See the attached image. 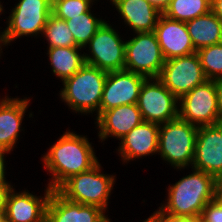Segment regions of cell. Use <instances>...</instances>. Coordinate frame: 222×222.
I'll use <instances>...</instances> for the list:
<instances>
[{"mask_svg": "<svg viewBox=\"0 0 222 222\" xmlns=\"http://www.w3.org/2000/svg\"><path fill=\"white\" fill-rule=\"evenodd\" d=\"M152 216L156 222H201V217L176 216L158 209L153 212Z\"/></svg>", "mask_w": 222, "mask_h": 222, "instance_id": "cell-29", "label": "cell"}, {"mask_svg": "<svg viewBox=\"0 0 222 222\" xmlns=\"http://www.w3.org/2000/svg\"><path fill=\"white\" fill-rule=\"evenodd\" d=\"M114 28L106 20L85 45L89 53H84L86 64L106 72L121 71L125 66V44Z\"/></svg>", "mask_w": 222, "mask_h": 222, "instance_id": "cell-8", "label": "cell"}, {"mask_svg": "<svg viewBox=\"0 0 222 222\" xmlns=\"http://www.w3.org/2000/svg\"><path fill=\"white\" fill-rule=\"evenodd\" d=\"M158 79L178 99L207 80L197 52L165 60Z\"/></svg>", "mask_w": 222, "mask_h": 222, "instance_id": "cell-11", "label": "cell"}, {"mask_svg": "<svg viewBox=\"0 0 222 222\" xmlns=\"http://www.w3.org/2000/svg\"><path fill=\"white\" fill-rule=\"evenodd\" d=\"M202 222H222V202L214 200L206 205L201 215Z\"/></svg>", "mask_w": 222, "mask_h": 222, "instance_id": "cell-28", "label": "cell"}, {"mask_svg": "<svg viewBox=\"0 0 222 222\" xmlns=\"http://www.w3.org/2000/svg\"><path fill=\"white\" fill-rule=\"evenodd\" d=\"M211 11L222 20V0H212Z\"/></svg>", "mask_w": 222, "mask_h": 222, "instance_id": "cell-35", "label": "cell"}, {"mask_svg": "<svg viewBox=\"0 0 222 222\" xmlns=\"http://www.w3.org/2000/svg\"><path fill=\"white\" fill-rule=\"evenodd\" d=\"M179 99L158 78H147L137 106L143 121L163 124L178 118Z\"/></svg>", "mask_w": 222, "mask_h": 222, "instance_id": "cell-10", "label": "cell"}, {"mask_svg": "<svg viewBox=\"0 0 222 222\" xmlns=\"http://www.w3.org/2000/svg\"><path fill=\"white\" fill-rule=\"evenodd\" d=\"M196 52L207 80L222 79V43L201 48Z\"/></svg>", "mask_w": 222, "mask_h": 222, "instance_id": "cell-26", "label": "cell"}, {"mask_svg": "<svg viewBox=\"0 0 222 222\" xmlns=\"http://www.w3.org/2000/svg\"><path fill=\"white\" fill-rule=\"evenodd\" d=\"M198 126L176 118L159 124L158 155L174 169L192 166Z\"/></svg>", "mask_w": 222, "mask_h": 222, "instance_id": "cell-5", "label": "cell"}, {"mask_svg": "<svg viewBox=\"0 0 222 222\" xmlns=\"http://www.w3.org/2000/svg\"><path fill=\"white\" fill-rule=\"evenodd\" d=\"M143 222H156V221H155V218L151 215L150 217L145 219V221H143Z\"/></svg>", "mask_w": 222, "mask_h": 222, "instance_id": "cell-37", "label": "cell"}, {"mask_svg": "<svg viewBox=\"0 0 222 222\" xmlns=\"http://www.w3.org/2000/svg\"><path fill=\"white\" fill-rule=\"evenodd\" d=\"M146 1L152 4L162 14L168 8L171 2V0H146Z\"/></svg>", "mask_w": 222, "mask_h": 222, "instance_id": "cell-32", "label": "cell"}, {"mask_svg": "<svg viewBox=\"0 0 222 222\" xmlns=\"http://www.w3.org/2000/svg\"><path fill=\"white\" fill-rule=\"evenodd\" d=\"M12 185H0V208H5L6 197Z\"/></svg>", "mask_w": 222, "mask_h": 222, "instance_id": "cell-33", "label": "cell"}, {"mask_svg": "<svg viewBox=\"0 0 222 222\" xmlns=\"http://www.w3.org/2000/svg\"><path fill=\"white\" fill-rule=\"evenodd\" d=\"M94 0H53L52 14L59 19L68 20L87 12Z\"/></svg>", "mask_w": 222, "mask_h": 222, "instance_id": "cell-27", "label": "cell"}, {"mask_svg": "<svg viewBox=\"0 0 222 222\" xmlns=\"http://www.w3.org/2000/svg\"><path fill=\"white\" fill-rule=\"evenodd\" d=\"M101 208L66 200L52 191L46 208V222H110Z\"/></svg>", "mask_w": 222, "mask_h": 222, "instance_id": "cell-16", "label": "cell"}, {"mask_svg": "<svg viewBox=\"0 0 222 222\" xmlns=\"http://www.w3.org/2000/svg\"><path fill=\"white\" fill-rule=\"evenodd\" d=\"M4 11L3 6L1 5V1H0V15L2 14V12ZM1 36V33H0Z\"/></svg>", "mask_w": 222, "mask_h": 222, "instance_id": "cell-38", "label": "cell"}, {"mask_svg": "<svg viewBox=\"0 0 222 222\" xmlns=\"http://www.w3.org/2000/svg\"><path fill=\"white\" fill-rule=\"evenodd\" d=\"M101 172V164L98 162L90 170L69 177L56 191L66 200L94 205L106 211L115 176Z\"/></svg>", "mask_w": 222, "mask_h": 222, "instance_id": "cell-4", "label": "cell"}, {"mask_svg": "<svg viewBox=\"0 0 222 222\" xmlns=\"http://www.w3.org/2000/svg\"><path fill=\"white\" fill-rule=\"evenodd\" d=\"M212 0H171L163 15L167 18L187 22L211 11Z\"/></svg>", "mask_w": 222, "mask_h": 222, "instance_id": "cell-23", "label": "cell"}, {"mask_svg": "<svg viewBox=\"0 0 222 222\" xmlns=\"http://www.w3.org/2000/svg\"><path fill=\"white\" fill-rule=\"evenodd\" d=\"M133 31L152 32L162 14L146 0H110Z\"/></svg>", "mask_w": 222, "mask_h": 222, "instance_id": "cell-20", "label": "cell"}, {"mask_svg": "<svg viewBox=\"0 0 222 222\" xmlns=\"http://www.w3.org/2000/svg\"><path fill=\"white\" fill-rule=\"evenodd\" d=\"M7 19V27L0 36V49L21 36L43 33L48 17L52 14V0H19Z\"/></svg>", "mask_w": 222, "mask_h": 222, "instance_id": "cell-6", "label": "cell"}, {"mask_svg": "<svg viewBox=\"0 0 222 222\" xmlns=\"http://www.w3.org/2000/svg\"><path fill=\"white\" fill-rule=\"evenodd\" d=\"M178 117L195 126L219 124L215 80H206L179 99Z\"/></svg>", "mask_w": 222, "mask_h": 222, "instance_id": "cell-9", "label": "cell"}, {"mask_svg": "<svg viewBox=\"0 0 222 222\" xmlns=\"http://www.w3.org/2000/svg\"><path fill=\"white\" fill-rule=\"evenodd\" d=\"M185 23L196 51L222 43V20L212 11Z\"/></svg>", "mask_w": 222, "mask_h": 222, "instance_id": "cell-21", "label": "cell"}, {"mask_svg": "<svg viewBox=\"0 0 222 222\" xmlns=\"http://www.w3.org/2000/svg\"><path fill=\"white\" fill-rule=\"evenodd\" d=\"M192 173L169 186L166 204L159 208L176 216L201 217L206 205L216 200L215 177L192 168Z\"/></svg>", "mask_w": 222, "mask_h": 222, "instance_id": "cell-2", "label": "cell"}, {"mask_svg": "<svg viewBox=\"0 0 222 222\" xmlns=\"http://www.w3.org/2000/svg\"><path fill=\"white\" fill-rule=\"evenodd\" d=\"M7 220L5 208H0V222Z\"/></svg>", "mask_w": 222, "mask_h": 222, "instance_id": "cell-36", "label": "cell"}, {"mask_svg": "<svg viewBox=\"0 0 222 222\" xmlns=\"http://www.w3.org/2000/svg\"><path fill=\"white\" fill-rule=\"evenodd\" d=\"M219 123L222 124V79L216 80Z\"/></svg>", "mask_w": 222, "mask_h": 222, "instance_id": "cell-31", "label": "cell"}, {"mask_svg": "<svg viewBox=\"0 0 222 222\" xmlns=\"http://www.w3.org/2000/svg\"><path fill=\"white\" fill-rule=\"evenodd\" d=\"M120 140L121 146L118 152L124 163L133 158L156 154L158 153L159 124L143 121Z\"/></svg>", "mask_w": 222, "mask_h": 222, "instance_id": "cell-18", "label": "cell"}, {"mask_svg": "<svg viewBox=\"0 0 222 222\" xmlns=\"http://www.w3.org/2000/svg\"><path fill=\"white\" fill-rule=\"evenodd\" d=\"M147 77L127 70L107 73L99 116L111 108L121 105L137 104L141 87Z\"/></svg>", "mask_w": 222, "mask_h": 222, "instance_id": "cell-12", "label": "cell"}, {"mask_svg": "<svg viewBox=\"0 0 222 222\" xmlns=\"http://www.w3.org/2000/svg\"><path fill=\"white\" fill-rule=\"evenodd\" d=\"M98 136L101 141L108 137L123 138L131 129L143 122L137 104L121 105L104 111L97 119Z\"/></svg>", "mask_w": 222, "mask_h": 222, "instance_id": "cell-17", "label": "cell"}, {"mask_svg": "<svg viewBox=\"0 0 222 222\" xmlns=\"http://www.w3.org/2000/svg\"><path fill=\"white\" fill-rule=\"evenodd\" d=\"M65 21L74 36L75 43L82 48H85V45L105 22L100 18H96L91 13V9Z\"/></svg>", "mask_w": 222, "mask_h": 222, "instance_id": "cell-24", "label": "cell"}, {"mask_svg": "<svg viewBox=\"0 0 222 222\" xmlns=\"http://www.w3.org/2000/svg\"><path fill=\"white\" fill-rule=\"evenodd\" d=\"M192 168L215 178L222 172V124L200 126Z\"/></svg>", "mask_w": 222, "mask_h": 222, "instance_id": "cell-13", "label": "cell"}, {"mask_svg": "<svg viewBox=\"0 0 222 222\" xmlns=\"http://www.w3.org/2000/svg\"><path fill=\"white\" fill-rule=\"evenodd\" d=\"M48 41V48L52 47H79L74 40L67 23L51 14L44 26L43 33Z\"/></svg>", "mask_w": 222, "mask_h": 222, "instance_id": "cell-25", "label": "cell"}, {"mask_svg": "<svg viewBox=\"0 0 222 222\" xmlns=\"http://www.w3.org/2000/svg\"><path fill=\"white\" fill-rule=\"evenodd\" d=\"M53 189L46 187L43 197L27 192L9 190L6 203V217L10 222H46V208Z\"/></svg>", "mask_w": 222, "mask_h": 222, "instance_id": "cell-14", "label": "cell"}, {"mask_svg": "<svg viewBox=\"0 0 222 222\" xmlns=\"http://www.w3.org/2000/svg\"><path fill=\"white\" fill-rule=\"evenodd\" d=\"M82 47H52L48 48L52 72L62 82L76 73L86 62L84 54H79Z\"/></svg>", "mask_w": 222, "mask_h": 222, "instance_id": "cell-22", "label": "cell"}, {"mask_svg": "<svg viewBox=\"0 0 222 222\" xmlns=\"http://www.w3.org/2000/svg\"><path fill=\"white\" fill-rule=\"evenodd\" d=\"M154 32L165 60L196 52L185 22L161 14Z\"/></svg>", "mask_w": 222, "mask_h": 222, "instance_id": "cell-15", "label": "cell"}, {"mask_svg": "<svg viewBox=\"0 0 222 222\" xmlns=\"http://www.w3.org/2000/svg\"><path fill=\"white\" fill-rule=\"evenodd\" d=\"M216 200L222 202V172L215 178Z\"/></svg>", "mask_w": 222, "mask_h": 222, "instance_id": "cell-34", "label": "cell"}, {"mask_svg": "<svg viewBox=\"0 0 222 222\" xmlns=\"http://www.w3.org/2000/svg\"><path fill=\"white\" fill-rule=\"evenodd\" d=\"M107 73L85 63L76 73L62 82L64 88L59 93L60 98L75 113L93 114L96 111L97 119Z\"/></svg>", "mask_w": 222, "mask_h": 222, "instance_id": "cell-3", "label": "cell"}, {"mask_svg": "<svg viewBox=\"0 0 222 222\" xmlns=\"http://www.w3.org/2000/svg\"><path fill=\"white\" fill-rule=\"evenodd\" d=\"M29 101L8 96L0 100V149L13 151Z\"/></svg>", "mask_w": 222, "mask_h": 222, "instance_id": "cell-19", "label": "cell"}, {"mask_svg": "<svg viewBox=\"0 0 222 222\" xmlns=\"http://www.w3.org/2000/svg\"><path fill=\"white\" fill-rule=\"evenodd\" d=\"M8 154L9 151L7 150H3V149H0V185H11V183L7 182L6 181V177H5V158H4V155L5 154ZM9 183V184H8Z\"/></svg>", "mask_w": 222, "mask_h": 222, "instance_id": "cell-30", "label": "cell"}, {"mask_svg": "<svg viewBox=\"0 0 222 222\" xmlns=\"http://www.w3.org/2000/svg\"><path fill=\"white\" fill-rule=\"evenodd\" d=\"M42 160L44 168L52 174L47 185L53 190L72 175L88 171L99 162L88 138L70 130L49 148Z\"/></svg>", "mask_w": 222, "mask_h": 222, "instance_id": "cell-1", "label": "cell"}, {"mask_svg": "<svg viewBox=\"0 0 222 222\" xmlns=\"http://www.w3.org/2000/svg\"><path fill=\"white\" fill-rule=\"evenodd\" d=\"M125 44L124 70L141 74L147 78H158L165 64L156 34L136 32Z\"/></svg>", "mask_w": 222, "mask_h": 222, "instance_id": "cell-7", "label": "cell"}]
</instances>
